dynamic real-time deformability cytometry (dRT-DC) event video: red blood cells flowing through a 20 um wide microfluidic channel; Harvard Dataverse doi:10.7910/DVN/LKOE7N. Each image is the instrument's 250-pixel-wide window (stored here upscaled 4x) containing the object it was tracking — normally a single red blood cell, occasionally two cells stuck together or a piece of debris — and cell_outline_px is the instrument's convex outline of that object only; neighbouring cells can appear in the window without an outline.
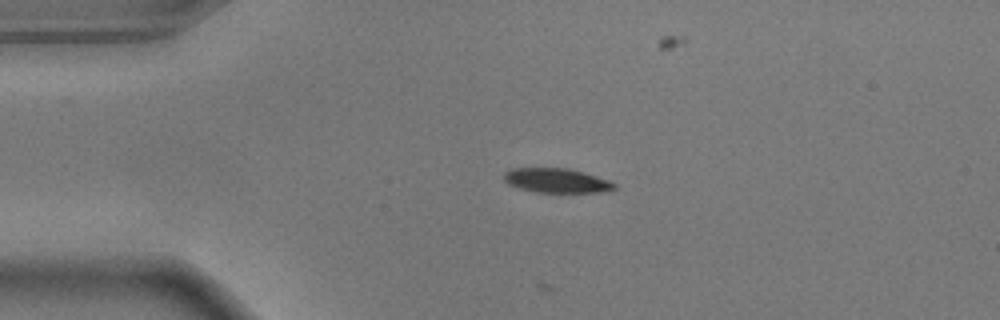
{"species": "common noctule bat (a hibernating species)", "species_latin": "Nyctalus noctula", "temperature_condition": "warm", "stored_images_in_passage": 25, "camera_frame_rate_fps": 3000, "um_per_image_px": 0.085, "animal": {"sex": "male", "body_mass_g": 17.9}, "frame": {"image": 1, "passage_image": 1, "time_ms": 0.0, "image_size_px": [1000, 320], "cell_outline_px": [[616, 188], [596, 192], [536, 192], [520, 188], [508, 184], [504, 180], [504, 172], [512, 168], [568, 168], [584, 172], [608, 180], [616, 184]], "centroid_in_image_um": [47.28, 15.33], "position_along_channel_um": 37.7, "area_um2": 15.55}}
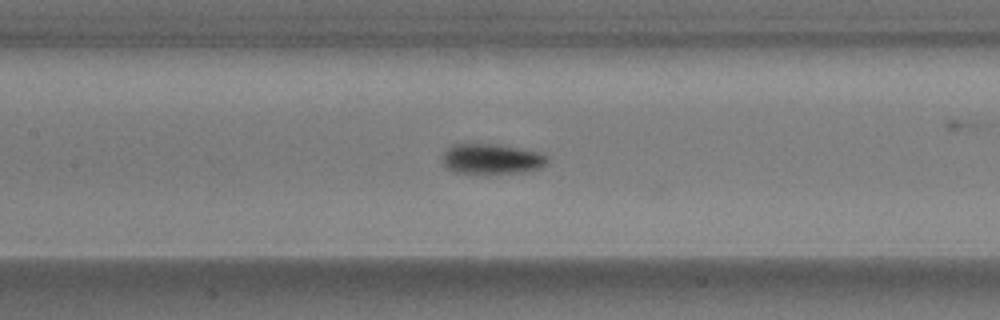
{"frame": {"image": 2, "passage_image": 14, "time_ms": 4.333, "image_size_px": [1000, 320], "cell_outline_px": [[548, 164], [540, 168], [524, 172], [484, 176], [452, 172], [444, 168], [444, 152], [452, 144], [492, 144], [516, 148], [536, 152], [544, 156], [548, 160]], "centroid_in_image_um": [41.73, 13.57], "position_along_channel_um": 165.7, "area_um2": 18.96}}
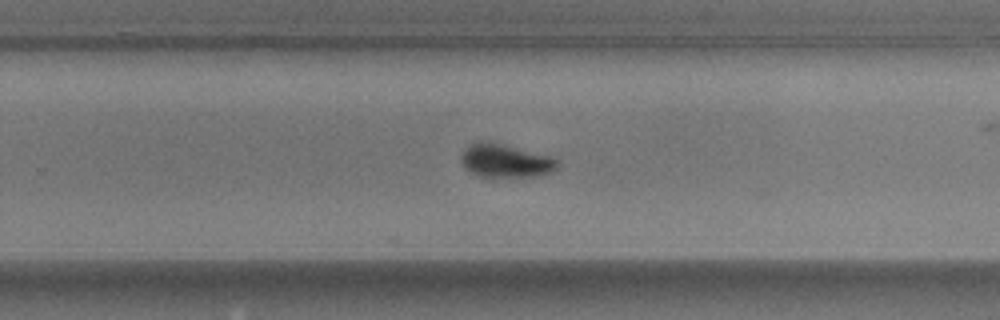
{"frame": {"image": 3, "passage_image": 24, "time_ms": 7.667, "image_size_px": [1000, 320], "cell_outline_px": [[560, 168], [552, 172], [536, 176], [492, 180], [480, 176], [464, 168], [460, 160], [460, 156], [472, 144], [496, 144], [552, 156], [560, 164]], "centroid_in_image_um": [43.03, 13.78], "position_along_channel_um": 286.8, "area_um2": 18.67}}